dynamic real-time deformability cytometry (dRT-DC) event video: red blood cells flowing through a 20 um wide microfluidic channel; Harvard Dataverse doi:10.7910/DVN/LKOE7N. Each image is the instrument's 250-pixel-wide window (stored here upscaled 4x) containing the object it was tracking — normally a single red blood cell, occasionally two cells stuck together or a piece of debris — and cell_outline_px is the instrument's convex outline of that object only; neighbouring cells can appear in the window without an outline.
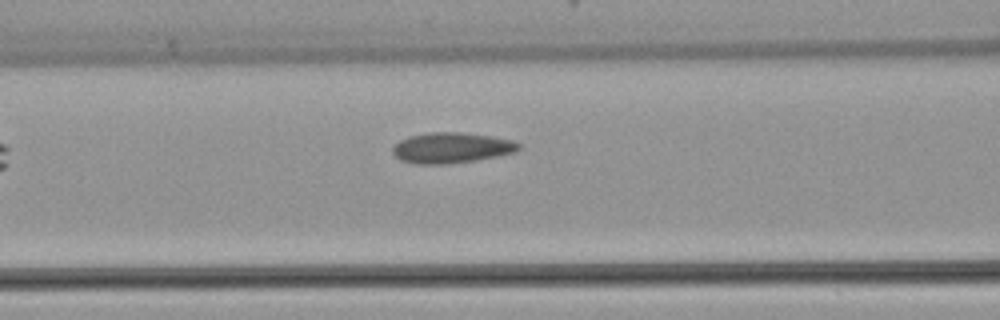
{"species": "common noctule bat (a hibernating species)", "species_latin": "Nyctalus noctula", "temperature_condition": "warm", "stored_images_in_passage": 3, "camera_frame_rate_fps": 3000, "um_per_image_px": 0.085, "animal": {"sex": "female", "body_mass_g": 22.7, "forearm_length_mm": 54.2}, "frame": {"image": 1, "passage_image": 3, "time_ms": 2.667, "image_size_px": [1000, 320], "cell_outline_px": [[520, 148], [516, 152], [500, 156], [476, 160], [448, 164], [416, 164], [400, 160], [392, 152], [392, 148], [400, 140], [412, 136], [428, 132], [460, 132], [488, 136], [512, 140], [520, 144]], "centroid_in_image_um": [38.38, 12.57], "position_along_channel_um": 128.2, "area_um2": 22.43}}